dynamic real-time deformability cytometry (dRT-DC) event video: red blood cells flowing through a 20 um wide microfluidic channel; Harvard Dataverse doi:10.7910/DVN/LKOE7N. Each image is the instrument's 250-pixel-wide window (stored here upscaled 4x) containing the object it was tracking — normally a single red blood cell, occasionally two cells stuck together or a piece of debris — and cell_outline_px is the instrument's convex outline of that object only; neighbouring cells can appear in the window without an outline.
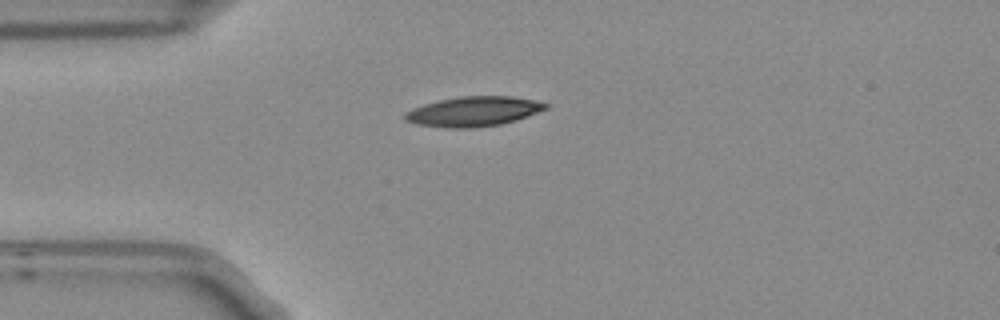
{"species": "Egyptian fruit bat (a non-hibernating species)", "species_latin": "Rousettus aegyptiacus", "temperature_condition": "room temperature", "stored_images_in_passage": 1, "camera_frame_rate_fps": 3000, "um_per_image_px": 0.085, "frame": {"image": 1, "passage_image": 1, "time_ms": 0.0, "image_size_px": [1000, 320], "cell_outline_px": [[548, 108], [528, 116], [516, 120], [500, 124], [472, 128], [448, 128], [416, 124], [404, 120], [404, 112], [412, 108], [424, 104], [440, 100], [460, 96], [512, 96], [532, 100], [548, 104]], "centroid_in_image_um": [40.21, 9.48], "position_along_channel_um": 44.8, "area_um2": 24.39}}